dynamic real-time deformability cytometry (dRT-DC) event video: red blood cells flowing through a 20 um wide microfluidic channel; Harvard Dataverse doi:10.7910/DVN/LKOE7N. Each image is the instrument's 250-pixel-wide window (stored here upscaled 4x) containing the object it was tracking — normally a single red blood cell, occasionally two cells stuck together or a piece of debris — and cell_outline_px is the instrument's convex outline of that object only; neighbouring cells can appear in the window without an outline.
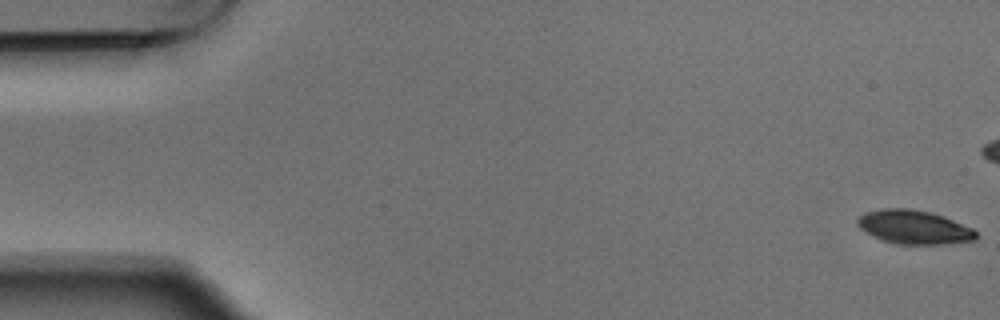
{"species": "Egyptian fruit bat (a non-hibernating species)", "species_latin": "Rousettus aegyptiacus", "temperature_condition": "warm", "stored_images_in_passage": 7, "camera_frame_rate_fps": 3000, "um_per_image_px": 0.085, "animal": {"sex": "male"}, "frame": {"image": 1, "passage_image": 1, "time_ms": 0.0, "image_size_px": [1000, 320], "cell_outline_px": [[976, 240], [944, 244], [900, 244], [884, 240], [872, 236], [860, 228], [856, 224], [856, 220], [864, 212], [880, 208], [908, 208], [932, 212], [944, 216], [972, 228], [976, 232]], "centroid_in_image_um": [77.67, 19.29], "position_along_channel_um": 7.3, "area_um2": 23.41}}
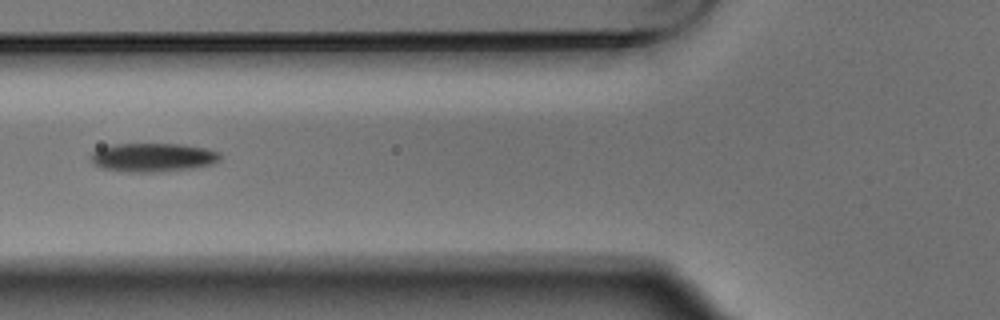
{"frame": {"image": 2, "passage_image": 7, "time_ms": 2.0, "image_size_px": [1000, 320], "cell_outline_px": [[220, 160], [212, 164], [192, 168], [152, 172], [128, 172], [100, 168], [88, 156], [92, 152], [100, 148], [116, 144], [180, 144], [204, 148], [220, 152]], "centroid_in_image_um": [12.98, 13.38], "position_along_channel_um": 112.8, "area_um2": 21.5}}